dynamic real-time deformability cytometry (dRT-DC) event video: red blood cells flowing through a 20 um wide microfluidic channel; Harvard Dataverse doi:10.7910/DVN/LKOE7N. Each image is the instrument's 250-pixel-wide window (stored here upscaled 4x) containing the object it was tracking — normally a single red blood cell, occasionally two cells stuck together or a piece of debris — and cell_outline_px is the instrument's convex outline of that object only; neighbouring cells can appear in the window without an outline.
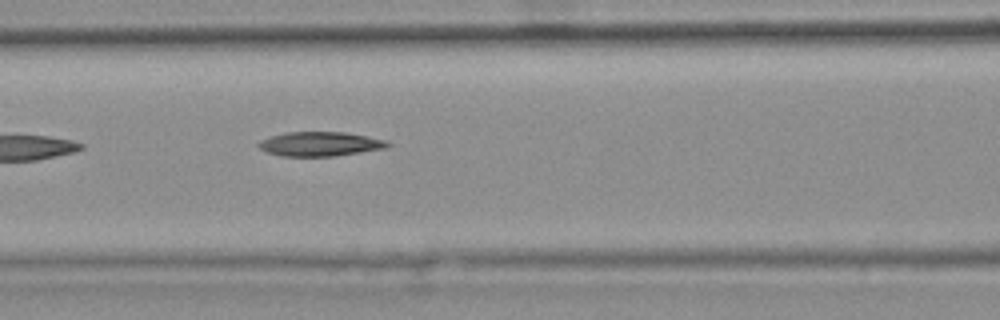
{"species": "common noctule bat (a hibernating species)", "species_latin": "Nyctalus noctula", "temperature_condition": "warm", "stored_images_in_passage": 7, "camera_frame_rate_fps": 3000, "um_per_image_px": 0.085, "animal": {"sex": "female", "body_mass_g": 25.1}, "frame": {"image": 1, "passage_image": 7, "time_ms": 2.0, "image_size_px": [1000, 320], "cell_outline_px": [[392, 144], [384, 148], [332, 156], [280, 156], [268, 152], [260, 148], [256, 144], [260, 140], [272, 136], [288, 132], [344, 132], [368, 136], [388, 140]], "centroid_in_image_um": [27.21, 12.23], "position_along_channel_um": 139.4, "area_um2": 18.15}}